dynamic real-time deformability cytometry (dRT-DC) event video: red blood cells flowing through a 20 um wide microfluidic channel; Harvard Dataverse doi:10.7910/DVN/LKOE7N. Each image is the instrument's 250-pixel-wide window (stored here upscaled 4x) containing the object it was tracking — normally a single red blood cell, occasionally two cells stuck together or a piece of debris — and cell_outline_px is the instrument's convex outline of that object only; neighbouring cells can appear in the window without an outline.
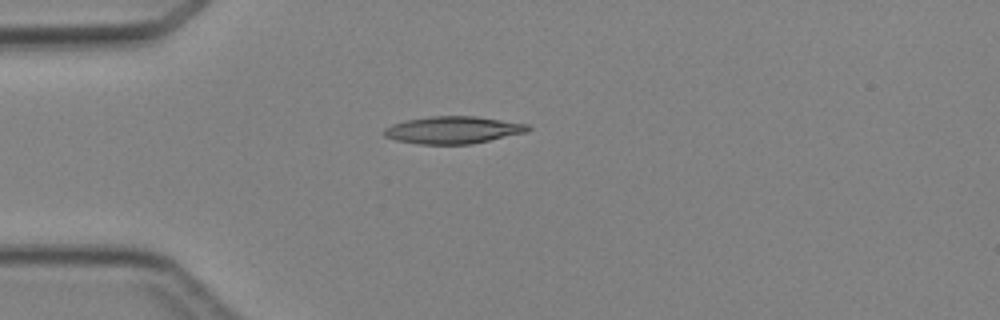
{"species": "Egyptian fruit bat (a non-hibernating species)", "species_latin": "Rousettus aegyptiacus", "temperature_condition": "cold", "stored_images_in_passage": 3, "camera_frame_rate_fps": 3000, "um_per_image_px": 0.085, "animal": {"sex": "female"}, "frame": {"image": 1, "passage_image": 3, "time_ms": 2.333, "image_size_px": [1000, 320], "cell_outline_px": [[532, 128], [524, 132], [472, 144], [420, 144], [396, 140], [384, 136], [384, 128], [392, 124], [408, 120], [432, 116], [476, 116], [528, 124]], "centroid_in_image_um": [38.49, 11.04], "position_along_channel_um": 46.5, "area_um2": 22.6}}